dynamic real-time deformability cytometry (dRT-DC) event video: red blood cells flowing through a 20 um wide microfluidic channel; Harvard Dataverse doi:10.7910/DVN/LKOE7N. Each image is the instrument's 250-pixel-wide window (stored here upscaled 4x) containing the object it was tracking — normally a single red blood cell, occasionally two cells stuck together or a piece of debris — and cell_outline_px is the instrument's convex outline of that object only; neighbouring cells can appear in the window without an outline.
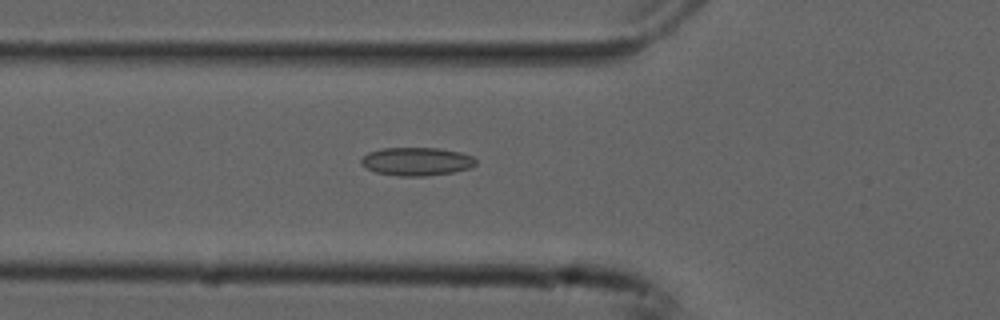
{"species": "common noctule bat (a hibernating species)", "species_latin": "Nyctalus noctula", "temperature_condition": "cold", "stored_images_in_passage": 54, "camera_frame_rate_fps": 3000, "um_per_image_px": 0.085, "animal": {"sex": "male", "forearm_length_mm": 52.5}, "frame": {"image": 1, "passage_image": 19, "time_ms": 6.0, "image_size_px": [1000, 320], "cell_outline_px": [[476, 164], [472, 168], [452, 172], [424, 176], [400, 176], [376, 172], [364, 168], [360, 164], [360, 160], [368, 152], [380, 148], [440, 148], [460, 152], [472, 156], [476, 160]], "centroid_in_image_um": [35.39, 13.72], "position_along_channel_um": 90.4, "area_um2": 19.02}}
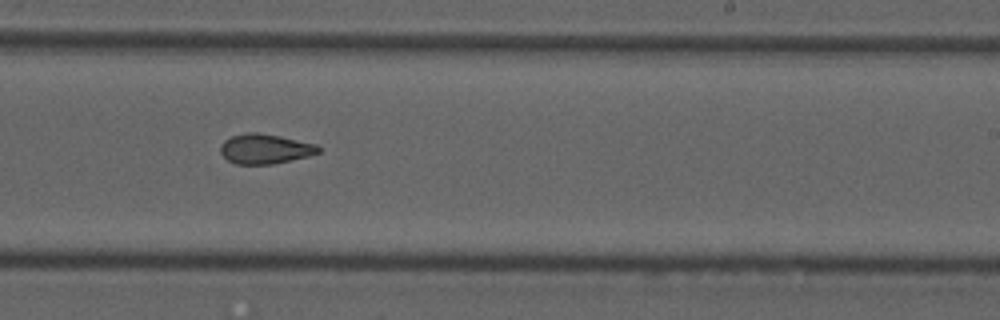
{"frame": {"image": 2, "passage_image": 33, "time_ms": 10.667, "image_size_px": [1000, 320], "cell_outline_px": [[320, 152], [308, 156], [272, 164], [236, 164], [228, 160], [220, 152], [220, 144], [224, 140], [232, 136], [248, 132], [256, 132], [280, 136], [316, 144], [320, 148]], "centroid_in_image_um": [22.51, 12.65], "position_along_channel_um": 266.5, "area_um2": 16.94}}
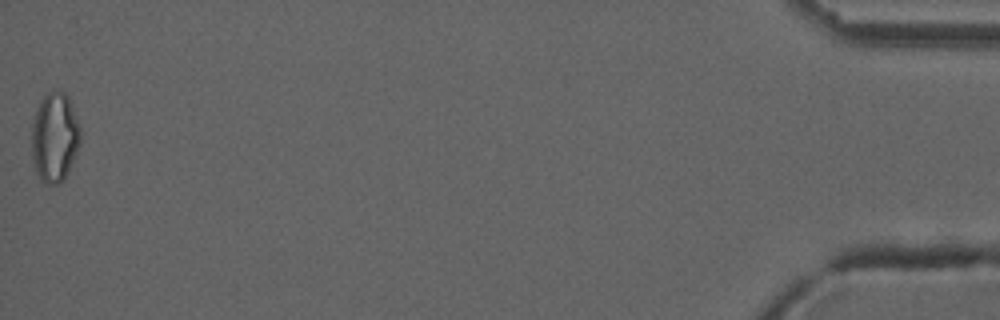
{"frame": {"image": 3, "passage_image": 54, "time_ms": 17.667, "image_size_px": [1000, 320], "cell_outline_px": [[80, 144], [60, 184], [48, 184], [40, 180], [36, 172], [32, 156], [32, 124], [36, 108], [44, 96], [52, 88], [60, 88], [68, 96], [80, 124]], "centroid_in_image_um": [4.64, 11.6], "position_along_channel_um": 430.6, "area_um2": 25.49}, "authors_computed_cell_mechanics": {"area_um2": 18.5249, "velocity_mm_per_s": 3.7692, "shape_relaxation_time_tau1_ms": null, "shape_relaxation_time_tau2_ms": 3.2426, "deformation_change_tau1": null, "deformation_change_tau2": 0.0991}}